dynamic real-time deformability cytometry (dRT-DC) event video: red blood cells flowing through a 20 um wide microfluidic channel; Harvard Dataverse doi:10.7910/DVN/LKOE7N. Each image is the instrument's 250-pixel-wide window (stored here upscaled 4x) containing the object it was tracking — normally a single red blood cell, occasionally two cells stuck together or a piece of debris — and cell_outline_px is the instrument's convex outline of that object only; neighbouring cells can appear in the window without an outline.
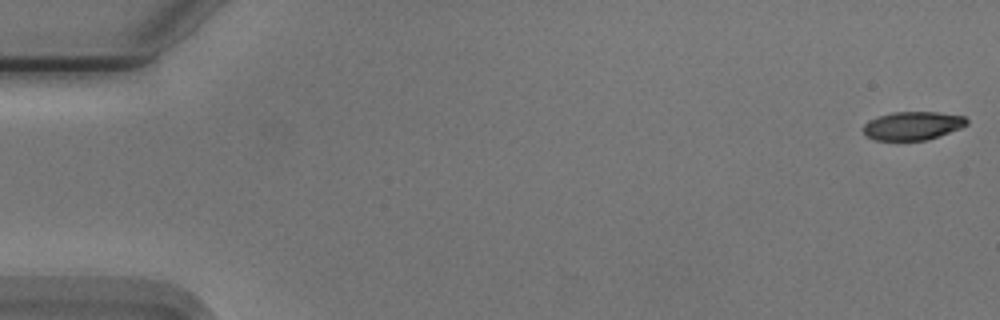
{"species": "Egyptian fruit bat (a non-hibernating species)", "species_latin": "Rousettus aegyptiacus", "temperature_condition": "cold", "stored_images_in_passage": 55, "camera_frame_rate_fps": 3000, "um_per_image_px": 0.085, "animal": {"sex": "male"}, "frame": {"image": 1, "passage_image": 1, "time_ms": 0.0, "image_size_px": [1000, 320], "cell_outline_px": [[968, 124], [960, 128], [924, 140], [876, 140], [868, 136], [864, 132], [864, 124], [868, 120], [892, 112], [936, 112], [964, 116], [968, 120]], "centroid_in_image_um": [77.57, 10.67], "position_along_channel_um": 7.4, "area_um2": 16.82}}
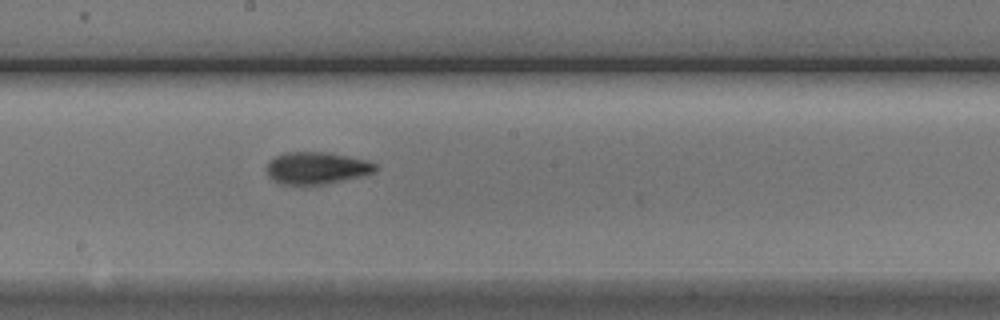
{"frame": {"image": 2, "passage_image": 30, "time_ms": 9.667, "image_size_px": [1000, 320], "cell_outline_px": [[380, 168], [376, 172], [344, 180], [324, 184], [284, 184], [272, 180], [268, 176], [268, 160], [276, 156], [288, 152], [328, 152], [368, 160], [376, 164]], "centroid_in_image_um": [26.96, 14.27], "position_along_channel_um": 221.2, "area_um2": 20.35}}
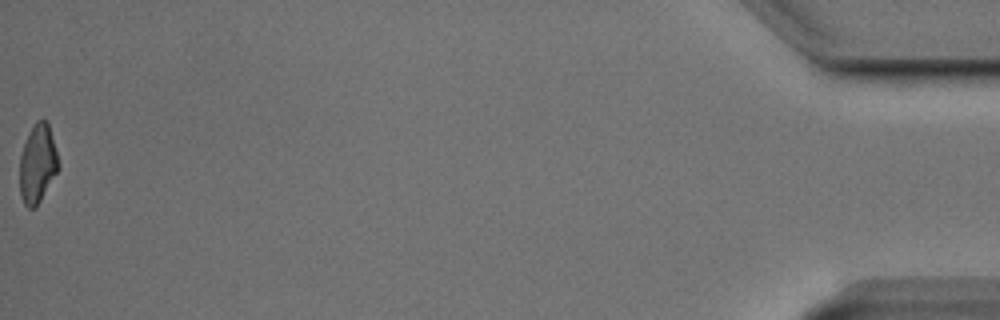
{"frame": {"image": 3, "passage_image": 55, "time_ms": 18.0, "image_size_px": [1000, 320], "cell_outline_px": [[60, 168], [36, 208], [28, 208], [24, 204], [20, 196], [20, 156], [28, 132], [36, 120], [48, 120], [60, 164]], "centroid_in_image_um": [3.21, 13.92], "position_along_channel_um": 432.0, "area_um2": 18.03}, "authors_computed_cell_mechanics": {"area_um2": 18.9006, "velocity_mm_per_s": 3.751, "shape_relaxation_time_tau1_ms": 2.9063, "shape_relaxation_time_tau2_ms": 3.0765, "deformation_change_tau1": 0.1525, "deformation_change_tau2": 0.109}}